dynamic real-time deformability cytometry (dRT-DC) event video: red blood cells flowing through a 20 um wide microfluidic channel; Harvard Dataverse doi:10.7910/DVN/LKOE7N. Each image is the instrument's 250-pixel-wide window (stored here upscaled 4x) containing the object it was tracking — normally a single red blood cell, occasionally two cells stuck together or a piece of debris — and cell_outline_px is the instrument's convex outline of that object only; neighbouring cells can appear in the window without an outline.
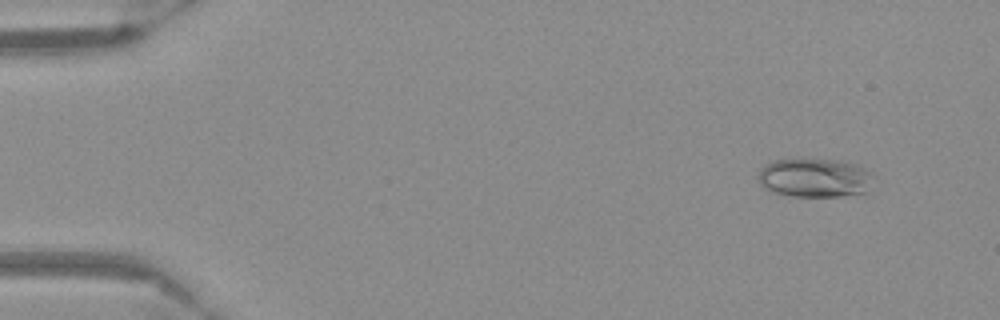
{"species": "Egyptian fruit bat (a non-hibernating species)", "species_latin": "Rousettus aegyptiacus", "temperature_condition": "warm", "stored_images_in_passage": 55, "camera_frame_rate_fps": 3000, "um_per_image_px": 0.085, "frame": {"image": 1, "passage_image": 5, "time_ms": 1.333, "image_size_px": [1000, 320], "cell_outline_px": [[872, 176], [864, 192], [840, 196], [780, 196], [764, 188], [760, 184], [756, 176], [760, 168], [764, 164], [776, 160], [808, 156], [836, 160], [856, 164], [872, 172]], "centroid_in_image_um": [69.13, 15.07], "position_along_channel_um": 15.9, "area_um2": 26.88}}
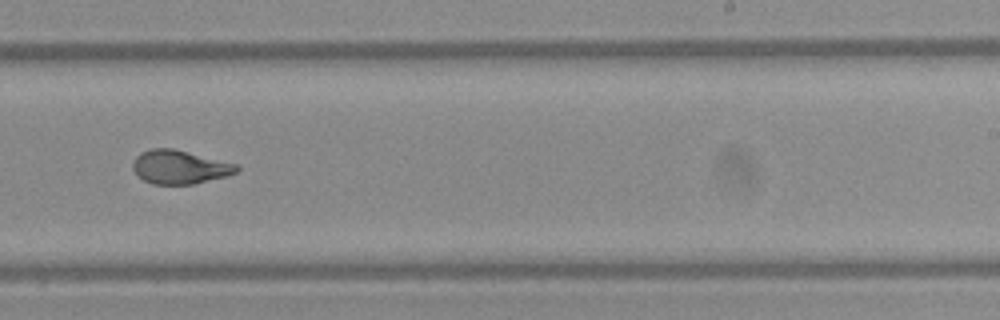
{"frame": {"image": 2, "passage_image": 35, "time_ms": 11.333, "image_size_px": [1000, 320], "cell_outline_px": [[240, 168], [236, 172], [228, 176], [192, 184], [152, 184], [136, 176], [132, 168], [132, 164], [136, 156], [140, 152], [152, 148], [172, 148], [236, 164]], "centroid_in_image_um": [15.23, 14.2], "position_along_channel_um": 273.8, "area_um2": 20.35}}
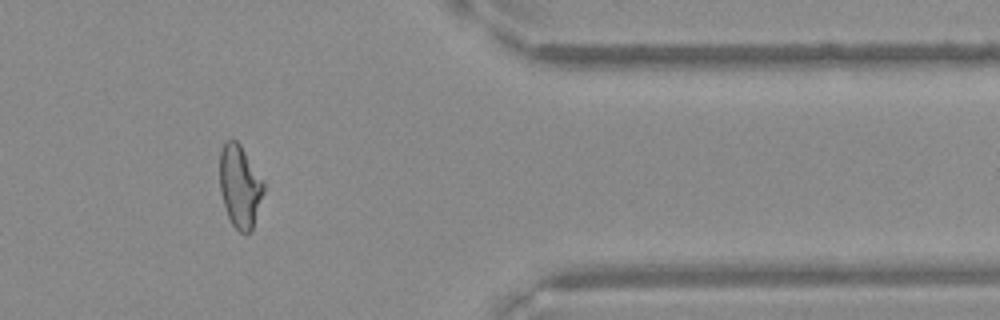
{"frame": {"image": 3, "passage_image": 46, "time_ms": 15.0, "image_size_px": [1000, 320], "cell_outline_px": [[264, 192], [252, 228], [248, 232], [240, 232], [232, 224], [224, 208], [220, 192], [220, 152], [224, 140], [236, 140], [240, 144], [264, 184]], "centroid_in_image_um": [20.36, 15.82], "position_along_channel_um": 391.0, "area_um2": 20.81}}